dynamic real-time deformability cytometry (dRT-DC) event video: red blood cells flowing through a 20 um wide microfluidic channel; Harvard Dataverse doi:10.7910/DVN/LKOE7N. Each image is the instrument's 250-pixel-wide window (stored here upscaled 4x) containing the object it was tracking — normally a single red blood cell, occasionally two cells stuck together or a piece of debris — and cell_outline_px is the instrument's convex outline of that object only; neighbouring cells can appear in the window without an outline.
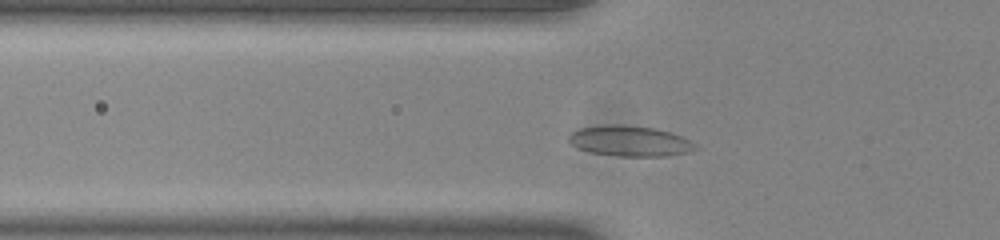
{"species": "common noctule bat (a hibernating species)", "species_latin": "Nyctalus noctula", "temperature_condition": "room temperature", "stored_images_in_passage": 44, "camera_frame_rate_fps": 3000, "um_per_image_px": 0.085, "animal": {"sex": "male", "body_mass_g": 20.0, "forearm_length_mm": 53.3}, "frame": {"image": 1, "passage_image": 9, "time_ms": 2.667, "image_size_px": [1000, 240], "cell_outline_px": [[700, 148], [688, 152], [668, 156], [620, 156], [592, 152], [576, 148], [568, 140], [568, 136], [572, 132], [580, 128], [604, 124], [616, 124], [656, 128], [680, 136], [696, 144]], "centroid_in_image_um": [53.53, 11.98], "position_along_channel_um": 72.3, "area_um2": 22.48}}
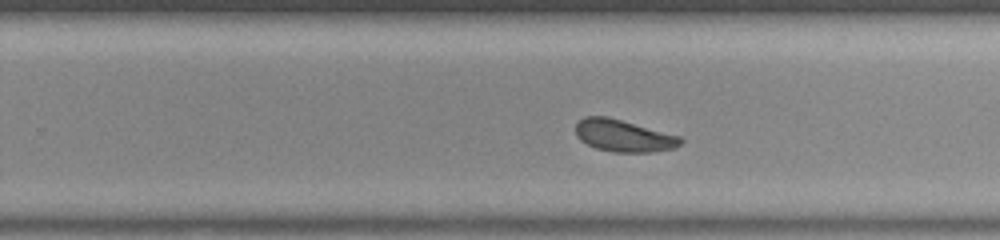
{"frame": {"image": 2, "passage_image": 25, "time_ms": 8.0, "image_size_px": [1000, 240], "cell_outline_px": [[684, 140], [676, 148], [652, 152], [612, 152], [596, 148], [580, 140], [576, 136], [576, 124], [584, 116], [608, 116], [680, 136]], "centroid_in_image_um": [53.01, 11.54], "position_along_channel_um": 276.8, "area_um2": 19.65}}
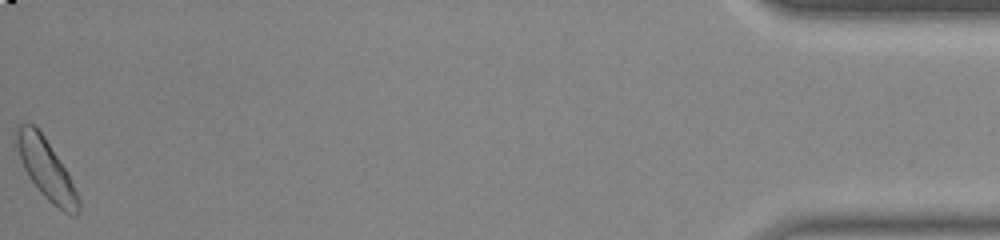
{"frame": {"image": 3, "passage_image": 44, "time_ms": 14.333, "image_size_px": [1000, 240], "cell_outline_px": [[80, 212], [76, 216], [72, 216], [64, 212], [52, 204], [40, 192], [28, 176], [20, 160], [16, 136], [16, 128], [20, 124], [32, 124], [44, 136], [68, 172], [80, 196]], "centroid_in_image_um": [3.98, 14.44], "position_along_channel_um": 431.2, "area_um2": 21.62}, "authors_computed_cell_mechanics": {"area_um2": 20.2011, "velocity_mm_per_s": 3.8496, "shape_relaxation_time_tau1_ms": 7.6454, "shape_relaxation_time_tau2_ms": 1.1135, "deformation_change_tau1": 0.1496, "deformation_change_tau2": 0.054}}